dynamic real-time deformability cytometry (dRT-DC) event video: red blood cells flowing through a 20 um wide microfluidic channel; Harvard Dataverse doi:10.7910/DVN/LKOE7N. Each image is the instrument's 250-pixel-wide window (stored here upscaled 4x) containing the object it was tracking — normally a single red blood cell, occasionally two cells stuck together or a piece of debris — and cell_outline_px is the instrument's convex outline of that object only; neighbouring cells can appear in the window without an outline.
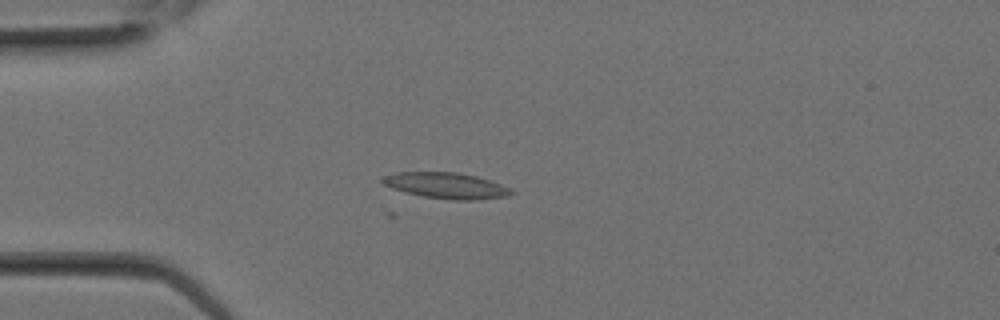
{"species": "Egyptian fruit bat (a non-hibernating species)", "species_latin": "Rousettus aegyptiacus", "temperature_condition": "room temperature", "stored_images_in_passage": 15, "camera_frame_rate_fps": 3000, "um_per_image_px": 0.085, "animal": {"sex": "female"}, "frame": {"image": 1, "passage_image": 6, "time_ms": 1.667, "image_size_px": [1000, 320], "cell_outline_px": [[516, 192], [508, 196], [476, 200], [452, 200], [424, 196], [404, 192], [392, 188], [384, 184], [380, 180], [384, 176], [396, 172], [456, 172], [476, 176], [500, 184]], "centroid_in_image_um": [37.92, 15.77], "position_along_channel_um": 47.1, "area_um2": 19.36}}
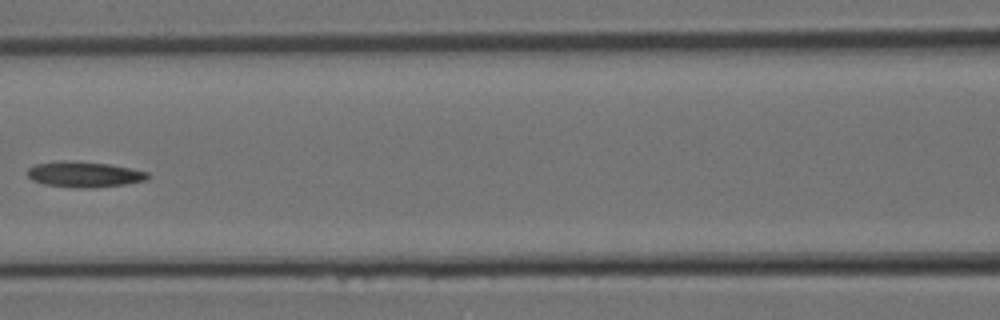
{"frame": {"image": 2, "passage_image": 11, "time_ms": 3.333, "image_size_px": [1000, 320], "cell_outline_px": [[148, 180], [124, 184], [96, 188], [80, 188], [44, 184], [32, 180], [28, 176], [28, 168], [36, 164], [56, 160], [72, 160], [108, 164], [148, 172]], "centroid_in_image_um": [7.13, 14.81], "position_along_channel_um": 159.5, "area_um2": 18.03}}
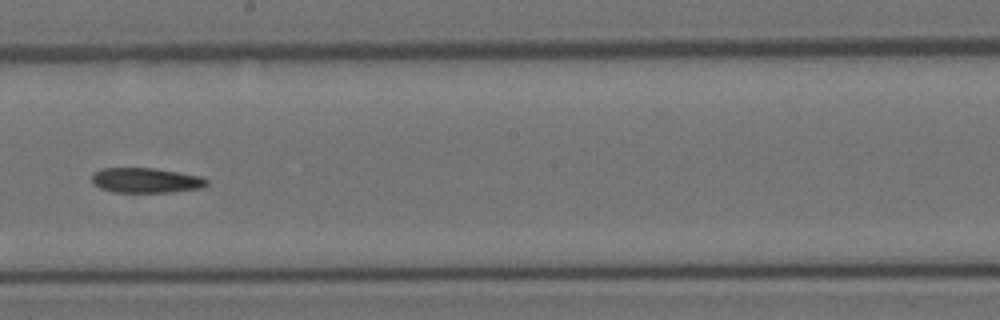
{"frame": {"image": 3, "passage_image": 14, "time_ms": 4.333, "image_size_px": [1000, 320], "cell_outline_px": [[208, 184], [200, 188], [172, 192], [112, 192], [100, 188], [92, 184], [92, 172], [100, 168], [152, 168], [200, 176], [208, 180]], "centroid_in_image_um": [12.34, 15.33], "position_along_channel_um": 235.9, "area_um2": 16.76}}